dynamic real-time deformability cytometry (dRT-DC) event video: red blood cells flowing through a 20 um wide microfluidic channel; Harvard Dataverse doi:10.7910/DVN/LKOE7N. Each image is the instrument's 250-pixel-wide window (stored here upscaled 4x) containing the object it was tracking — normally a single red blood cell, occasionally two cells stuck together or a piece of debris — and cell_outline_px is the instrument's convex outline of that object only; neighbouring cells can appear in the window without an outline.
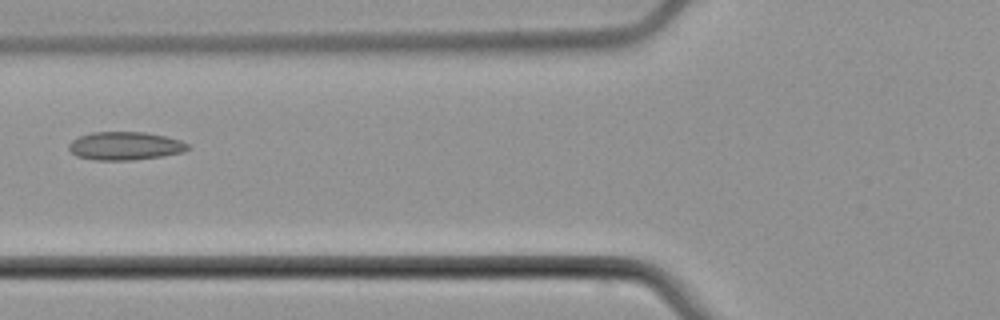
{"species": "common noctule bat (a hibernating species)", "species_latin": "Nyctalus noctula", "temperature_condition": "cold", "stored_images_in_passage": 7, "camera_frame_rate_fps": 3000, "um_per_image_px": 0.085, "animal": {"sex": "male", "body_mass_g": 21.5, "forearm_length_mm": 52.0}, "frame": {"image": 1, "passage_image": 7, "time_ms": 8.0, "image_size_px": [1000, 320], "cell_outline_px": [[192, 148], [184, 152], [160, 156], [132, 160], [92, 160], [76, 156], [68, 148], [68, 144], [72, 140], [80, 136], [92, 132], [144, 132], [164, 136], [180, 140], [188, 144]], "centroid_in_image_um": [10.63, 12.4], "position_along_channel_um": 115.2, "area_um2": 19.59}}